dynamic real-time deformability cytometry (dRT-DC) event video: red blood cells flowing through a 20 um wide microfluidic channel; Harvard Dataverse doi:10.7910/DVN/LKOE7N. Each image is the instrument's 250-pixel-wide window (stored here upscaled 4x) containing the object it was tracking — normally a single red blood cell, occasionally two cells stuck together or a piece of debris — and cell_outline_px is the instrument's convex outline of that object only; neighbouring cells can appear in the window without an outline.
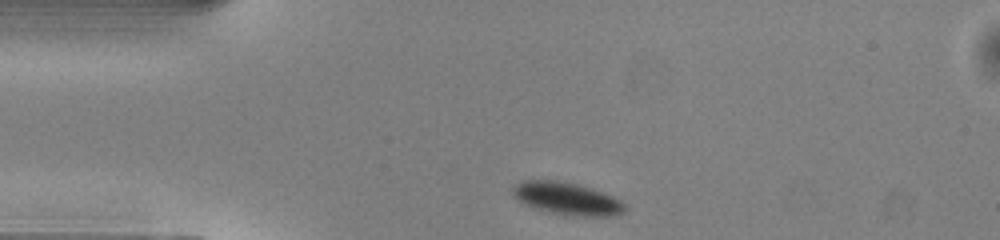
{"species": "common noctule bat (a hibernating species)", "species_latin": "Nyctalus noctula", "temperature_condition": "warm", "stored_images_in_passage": 41, "camera_frame_rate_fps": 3000, "um_per_image_px": 0.085, "animal": {"sex": "male", "body_mass_g": 13.0, "forearm_length_mm": 53.1}, "frame": {"image": 1, "passage_image": 1, "time_ms": 0.0, "image_size_px": [1000, 240], "cell_outline_px": [[628, 208], [624, 212], [612, 216], [564, 216], [532, 208], [524, 204], [512, 196], [512, 188], [520, 180], [556, 180], [576, 184], [592, 188], [612, 196], [620, 200]], "centroid_in_image_um": [48.16, 16.89], "position_along_channel_um": 36.8, "area_um2": 21.56}}
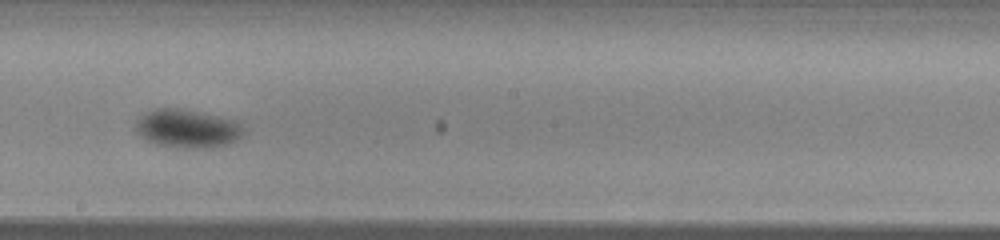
{"frame": {"image": 2, "passage_image": 18, "time_ms": 5.667, "image_size_px": [1000, 240], "cell_outline_px": [[244, 132], [236, 140], [212, 148], [188, 148], [156, 144], [148, 140], [136, 132], [136, 124], [148, 112], [156, 108], [180, 108], [236, 120], [244, 128]], "centroid_in_image_um": [15.96, 10.93], "position_along_channel_um": 232.2, "area_um2": 23.64}}
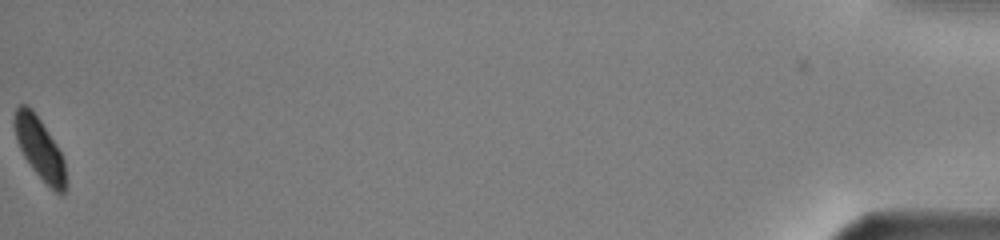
{"frame": {"image": 3, "passage_image": 41, "time_ms": 13.333, "image_size_px": [1000, 240], "cell_outline_px": [[68, 180], [64, 196], [60, 196], [32, 168], [24, 156], [16, 140], [12, 120], [16, 108], [20, 104], [24, 104], [32, 108], [56, 144], [64, 160]], "centroid_in_image_um": [3.38, 12.63], "position_along_channel_um": 431.8, "area_um2": 18.55}, "authors_computed_cell_mechanics": {"area_um2": 21.964, "velocity_mm_per_s": 4.0154, "shape_relaxation_time_tau1_ms": 1.5072, "shape_relaxation_time_tau2_ms": null, "deformation_change_tau1": 0.1001, "deformation_change_tau2": null}}